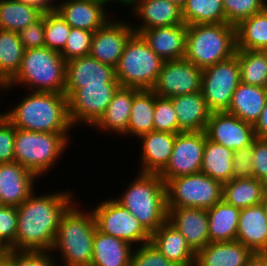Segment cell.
<instances>
[{"label": "cell", "mask_w": 267, "mask_h": 266, "mask_svg": "<svg viewBox=\"0 0 267 266\" xmlns=\"http://www.w3.org/2000/svg\"><path fill=\"white\" fill-rule=\"evenodd\" d=\"M139 89L120 86L115 92L113 99L106 108L104 114L91 127L97 133L103 132L108 136L114 135L127 139L128 122L131 114L133 97ZM109 133V134H108ZM118 135V136H117Z\"/></svg>", "instance_id": "603a6c76"}, {"label": "cell", "mask_w": 267, "mask_h": 266, "mask_svg": "<svg viewBox=\"0 0 267 266\" xmlns=\"http://www.w3.org/2000/svg\"><path fill=\"white\" fill-rule=\"evenodd\" d=\"M155 93L140 90L134 97L128 122L127 139H138L154 130Z\"/></svg>", "instance_id": "d6a6232c"}, {"label": "cell", "mask_w": 267, "mask_h": 266, "mask_svg": "<svg viewBox=\"0 0 267 266\" xmlns=\"http://www.w3.org/2000/svg\"><path fill=\"white\" fill-rule=\"evenodd\" d=\"M105 1L106 3H108L110 6H112V4L114 6H123L122 8H128L129 6V1L128 0H102ZM119 4V5H118Z\"/></svg>", "instance_id": "11a10c76"}, {"label": "cell", "mask_w": 267, "mask_h": 266, "mask_svg": "<svg viewBox=\"0 0 267 266\" xmlns=\"http://www.w3.org/2000/svg\"><path fill=\"white\" fill-rule=\"evenodd\" d=\"M26 5L39 8L43 13L49 10H55L58 0H14Z\"/></svg>", "instance_id": "816d5d0a"}, {"label": "cell", "mask_w": 267, "mask_h": 266, "mask_svg": "<svg viewBox=\"0 0 267 266\" xmlns=\"http://www.w3.org/2000/svg\"><path fill=\"white\" fill-rule=\"evenodd\" d=\"M114 14L115 18L110 19L104 26L93 33L89 55L101 63L115 68L127 41L135 31L128 17L122 18L121 15L119 17L116 13Z\"/></svg>", "instance_id": "9a60e30c"}, {"label": "cell", "mask_w": 267, "mask_h": 266, "mask_svg": "<svg viewBox=\"0 0 267 266\" xmlns=\"http://www.w3.org/2000/svg\"><path fill=\"white\" fill-rule=\"evenodd\" d=\"M17 207H0V242L8 249L14 250L17 232Z\"/></svg>", "instance_id": "bcb514c9"}, {"label": "cell", "mask_w": 267, "mask_h": 266, "mask_svg": "<svg viewBox=\"0 0 267 266\" xmlns=\"http://www.w3.org/2000/svg\"><path fill=\"white\" fill-rule=\"evenodd\" d=\"M236 240L252 253L267 252V214L262 203L241 209Z\"/></svg>", "instance_id": "d4e9b609"}, {"label": "cell", "mask_w": 267, "mask_h": 266, "mask_svg": "<svg viewBox=\"0 0 267 266\" xmlns=\"http://www.w3.org/2000/svg\"><path fill=\"white\" fill-rule=\"evenodd\" d=\"M236 26L228 23L187 25L185 55L200 69L227 60L236 54Z\"/></svg>", "instance_id": "52a82bcc"}, {"label": "cell", "mask_w": 267, "mask_h": 266, "mask_svg": "<svg viewBox=\"0 0 267 266\" xmlns=\"http://www.w3.org/2000/svg\"><path fill=\"white\" fill-rule=\"evenodd\" d=\"M176 134L151 131L140 136L136 143L140 142L139 163L140 173L160 174L167 166L173 152Z\"/></svg>", "instance_id": "44dd1931"}, {"label": "cell", "mask_w": 267, "mask_h": 266, "mask_svg": "<svg viewBox=\"0 0 267 266\" xmlns=\"http://www.w3.org/2000/svg\"><path fill=\"white\" fill-rule=\"evenodd\" d=\"M71 26L56 10L45 12V47L61 53L70 34Z\"/></svg>", "instance_id": "ab89813d"}, {"label": "cell", "mask_w": 267, "mask_h": 266, "mask_svg": "<svg viewBox=\"0 0 267 266\" xmlns=\"http://www.w3.org/2000/svg\"><path fill=\"white\" fill-rule=\"evenodd\" d=\"M265 8L267 9V0L265 1Z\"/></svg>", "instance_id": "94428289"}, {"label": "cell", "mask_w": 267, "mask_h": 266, "mask_svg": "<svg viewBox=\"0 0 267 266\" xmlns=\"http://www.w3.org/2000/svg\"><path fill=\"white\" fill-rule=\"evenodd\" d=\"M130 266H176L149 243L134 248Z\"/></svg>", "instance_id": "f6af8a7d"}, {"label": "cell", "mask_w": 267, "mask_h": 266, "mask_svg": "<svg viewBox=\"0 0 267 266\" xmlns=\"http://www.w3.org/2000/svg\"><path fill=\"white\" fill-rule=\"evenodd\" d=\"M150 243L176 266H195L196 253L168 221L151 234Z\"/></svg>", "instance_id": "484cf974"}, {"label": "cell", "mask_w": 267, "mask_h": 266, "mask_svg": "<svg viewBox=\"0 0 267 266\" xmlns=\"http://www.w3.org/2000/svg\"><path fill=\"white\" fill-rule=\"evenodd\" d=\"M66 63L59 52L47 47L25 50L19 71L7 85L0 87V94L17 88L65 94Z\"/></svg>", "instance_id": "277c9868"}, {"label": "cell", "mask_w": 267, "mask_h": 266, "mask_svg": "<svg viewBox=\"0 0 267 266\" xmlns=\"http://www.w3.org/2000/svg\"><path fill=\"white\" fill-rule=\"evenodd\" d=\"M126 9L122 11L125 13L130 11L127 13L131 14L128 19L132 20V16L136 19L135 23L134 21L130 23L137 34L144 29L185 24L182 8L169 0H132Z\"/></svg>", "instance_id": "2e32d148"}, {"label": "cell", "mask_w": 267, "mask_h": 266, "mask_svg": "<svg viewBox=\"0 0 267 266\" xmlns=\"http://www.w3.org/2000/svg\"><path fill=\"white\" fill-rule=\"evenodd\" d=\"M246 266H267V252L252 253Z\"/></svg>", "instance_id": "db71d44e"}, {"label": "cell", "mask_w": 267, "mask_h": 266, "mask_svg": "<svg viewBox=\"0 0 267 266\" xmlns=\"http://www.w3.org/2000/svg\"><path fill=\"white\" fill-rule=\"evenodd\" d=\"M114 199L152 234L167 221L166 185L159 174L136 172ZM122 193V194H121Z\"/></svg>", "instance_id": "5b68a950"}, {"label": "cell", "mask_w": 267, "mask_h": 266, "mask_svg": "<svg viewBox=\"0 0 267 266\" xmlns=\"http://www.w3.org/2000/svg\"><path fill=\"white\" fill-rule=\"evenodd\" d=\"M169 1L178 5L180 8H183L187 2V0H169Z\"/></svg>", "instance_id": "6f0895ef"}, {"label": "cell", "mask_w": 267, "mask_h": 266, "mask_svg": "<svg viewBox=\"0 0 267 266\" xmlns=\"http://www.w3.org/2000/svg\"><path fill=\"white\" fill-rule=\"evenodd\" d=\"M93 33L79 28H71L65 47L60 53L64 60L67 62L74 58L89 55Z\"/></svg>", "instance_id": "ee69618b"}, {"label": "cell", "mask_w": 267, "mask_h": 266, "mask_svg": "<svg viewBox=\"0 0 267 266\" xmlns=\"http://www.w3.org/2000/svg\"><path fill=\"white\" fill-rule=\"evenodd\" d=\"M205 134L207 139L233 151L252 145L256 139L252 124L227 112H212Z\"/></svg>", "instance_id": "e0dca14e"}, {"label": "cell", "mask_w": 267, "mask_h": 266, "mask_svg": "<svg viewBox=\"0 0 267 266\" xmlns=\"http://www.w3.org/2000/svg\"><path fill=\"white\" fill-rule=\"evenodd\" d=\"M74 201L62 214L51 249L60 266H90L96 222L91 210ZM83 208V209H82ZM59 257V258H58Z\"/></svg>", "instance_id": "3957f363"}, {"label": "cell", "mask_w": 267, "mask_h": 266, "mask_svg": "<svg viewBox=\"0 0 267 266\" xmlns=\"http://www.w3.org/2000/svg\"><path fill=\"white\" fill-rule=\"evenodd\" d=\"M241 209L223 199L207 210L210 242L236 240Z\"/></svg>", "instance_id": "4dcf8cb0"}, {"label": "cell", "mask_w": 267, "mask_h": 266, "mask_svg": "<svg viewBox=\"0 0 267 266\" xmlns=\"http://www.w3.org/2000/svg\"><path fill=\"white\" fill-rule=\"evenodd\" d=\"M16 128L0 113V163L15 161L14 139Z\"/></svg>", "instance_id": "7dc6e473"}, {"label": "cell", "mask_w": 267, "mask_h": 266, "mask_svg": "<svg viewBox=\"0 0 267 266\" xmlns=\"http://www.w3.org/2000/svg\"><path fill=\"white\" fill-rule=\"evenodd\" d=\"M55 10L72 28L95 32L112 19L111 14L118 9L102 0H58Z\"/></svg>", "instance_id": "ac0fdd59"}, {"label": "cell", "mask_w": 267, "mask_h": 266, "mask_svg": "<svg viewBox=\"0 0 267 266\" xmlns=\"http://www.w3.org/2000/svg\"><path fill=\"white\" fill-rule=\"evenodd\" d=\"M252 153L253 144L234 151L232 179L253 178Z\"/></svg>", "instance_id": "681fc988"}, {"label": "cell", "mask_w": 267, "mask_h": 266, "mask_svg": "<svg viewBox=\"0 0 267 266\" xmlns=\"http://www.w3.org/2000/svg\"><path fill=\"white\" fill-rule=\"evenodd\" d=\"M0 266H10V264H9L6 260H4V261L0 264Z\"/></svg>", "instance_id": "91938a15"}, {"label": "cell", "mask_w": 267, "mask_h": 266, "mask_svg": "<svg viewBox=\"0 0 267 266\" xmlns=\"http://www.w3.org/2000/svg\"><path fill=\"white\" fill-rule=\"evenodd\" d=\"M120 85H85L68 98V113L74 128L91 127L104 114Z\"/></svg>", "instance_id": "7c38bea8"}, {"label": "cell", "mask_w": 267, "mask_h": 266, "mask_svg": "<svg viewBox=\"0 0 267 266\" xmlns=\"http://www.w3.org/2000/svg\"><path fill=\"white\" fill-rule=\"evenodd\" d=\"M182 16L186 25L227 23L223 0H187Z\"/></svg>", "instance_id": "f35d334b"}, {"label": "cell", "mask_w": 267, "mask_h": 266, "mask_svg": "<svg viewBox=\"0 0 267 266\" xmlns=\"http://www.w3.org/2000/svg\"><path fill=\"white\" fill-rule=\"evenodd\" d=\"M202 69L186 58L164 61L151 89L157 96L172 98L201 91Z\"/></svg>", "instance_id": "5bb4252c"}, {"label": "cell", "mask_w": 267, "mask_h": 266, "mask_svg": "<svg viewBox=\"0 0 267 266\" xmlns=\"http://www.w3.org/2000/svg\"><path fill=\"white\" fill-rule=\"evenodd\" d=\"M241 82L267 87V51L236 50Z\"/></svg>", "instance_id": "74e56055"}, {"label": "cell", "mask_w": 267, "mask_h": 266, "mask_svg": "<svg viewBox=\"0 0 267 266\" xmlns=\"http://www.w3.org/2000/svg\"><path fill=\"white\" fill-rule=\"evenodd\" d=\"M70 190L38 193L36 189L17 207L15 251H51L62 214L78 200Z\"/></svg>", "instance_id": "6da1fadb"}, {"label": "cell", "mask_w": 267, "mask_h": 266, "mask_svg": "<svg viewBox=\"0 0 267 266\" xmlns=\"http://www.w3.org/2000/svg\"><path fill=\"white\" fill-rule=\"evenodd\" d=\"M167 208L208 210L222 200L223 184L202 172L167 180Z\"/></svg>", "instance_id": "9c48e42d"}, {"label": "cell", "mask_w": 267, "mask_h": 266, "mask_svg": "<svg viewBox=\"0 0 267 266\" xmlns=\"http://www.w3.org/2000/svg\"><path fill=\"white\" fill-rule=\"evenodd\" d=\"M237 49L267 51V9L242 20L236 26Z\"/></svg>", "instance_id": "e575fe53"}, {"label": "cell", "mask_w": 267, "mask_h": 266, "mask_svg": "<svg viewBox=\"0 0 267 266\" xmlns=\"http://www.w3.org/2000/svg\"><path fill=\"white\" fill-rule=\"evenodd\" d=\"M252 252L237 240L210 242L196 253L195 266H246Z\"/></svg>", "instance_id": "83f0119b"}, {"label": "cell", "mask_w": 267, "mask_h": 266, "mask_svg": "<svg viewBox=\"0 0 267 266\" xmlns=\"http://www.w3.org/2000/svg\"><path fill=\"white\" fill-rule=\"evenodd\" d=\"M5 260L10 266H60L51 251H15L8 249Z\"/></svg>", "instance_id": "b9f144b4"}, {"label": "cell", "mask_w": 267, "mask_h": 266, "mask_svg": "<svg viewBox=\"0 0 267 266\" xmlns=\"http://www.w3.org/2000/svg\"><path fill=\"white\" fill-rule=\"evenodd\" d=\"M163 62L144 38L134 33L127 41L115 67V76L122 87L151 90Z\"/></svg>", "instance_id": "ba28073f"}, {"label": "cell", "mask_w": 267, "mask_h": 266, "mask_svg": "<svg viewBox=\"0 0 267 266\" xmlns=\"http://www.w3.org/2000/svg\"><path fill=\"white\" fill-rule=\"evenodd\" d=\"M70 135L72 133L33 132L16 128L15 162L35 173L42 181L43 176L48 177L52 170H56L53 167L58 162L60 164L62 155L72 145L73 136Z\"/></svg>", "instance_id": "8992f818"}, {"label": "cell", "mask_w": 267, "mask_h": 266, "mask_svg": "<svg viewBox=\"0 0 267 266\" xmlns=\"http://www.w3.org/2000/svg\"><path fill=\"white\" fill-rule=\"evenodd\" d=\"M206 139L205 131L177 133L173 152L167 166L159 174L160 178L166 182L200 172Z\"/></svg>", "instance_id": "4fadbf2b"}, {"label": "cell", "mask_w": 267, "mask_h": 266, "mask_svg": "<svg viewBox=\"0 0 267 266\" xmlns=\"http://www.w3.org/2000/svg\"><path fill=\"white\" fill-rule=\"evenodd\" d=\"M139 34L163 61L184 58L186 24L144 29Z\"/></svg>", "instance_id": "cb8c5ba5"}, {"label": "cell", "mask_w": 267, "mask_h": 266, "mask_svg": "<svg viewBox=\"0 0 267 266\" xmlns=\"http://www.w3.org/2000/svg\"><path fill=\"white\" fill-rule=\"evenodd\" d=\"M167 209V221L186 238L195 253L210 243L207 210L194 207Z\"/></svg>", "instance_id": "7402d4cb"}, {"label": "cell", "mask_w": 267, "mask_h": 266, "mask_svg": "<svg viewBox=\"0 0 267 266\" xmlns=\"http://www.w3.org/2000/svg\"><path fill=\"white\" fill-rule=\"evenodd\" d=\"M23 93L18 103L0 111L15 128L33 132L72 133L74 127L69 118L65 94L27 90L26 94L25 91Z\"/></svg>", "instance_id": "7a4b0ae2"}, {"label": "cell", "mask_w": 267, "mask_h": 266, "mask_svg": "<svg viewBox=\"0 0 267 266\" xmlns=\"http://www.w3.org/2000/svg\"><path fill=\"white\" fill-rule=\"evenodd\" d=\"M92 206L96 229L101 233L120 238L135 248L150 242L151 234L114 198L107 197Z\"/></svg>", "instance_id": "30bf717a"}, {"label": "cell", "mask_w": 267, "mask_h": 266, "mask_svg": "<svg viewBox=\"0 0 267 266\" xmlns=\"http://www.w3.org/2000/svg\"><path fill=\"white\" fill-rule=\"evenodd\" d=\"M241 82L237 55L202 70L201 93L211 112H227Z\"/></svg>", "instance_id": "8fae6325"}, {"label": "cell", "mask_w": 267, "mask_h": 266, "mask_svg": "<svg viewBox=\"0 0 267 266\" xmlns=\"http://www.w3.org/2000/svg\"><path fill=\"white\" fill-rule=\"evenodd\" d=\"M256 138H267V101L259 119L253 125Z\"/></svg>", "instance_id": "f5cc1de1"}, {"label": "cell", "mask_w": 267, "mask_h": 266, "mask_svg": "<svg viewBox=\"0 0 267 266\" xmlns=\"http://www.w3.org/2000/svg\"><path fill=\"white\" fill-rule=\"evenodd\" d=\"M234 151L206 139L200 172L222 184L232 180Z\"/></svg>", "instance_id": "836d02e7"}, {"label": "cell", "mask_w": 267, "mask_h": 266, "mask_svg": "<svg viewBox=\"0 0 267 266\" xmlns=\"http://www.w3.org/2000/svg\"><path fill=\"white\" fill-rule=\"evenodd\" d=\"M85 85H120L115 68L101 63L90 55L67 61L65 74V95Z\"/></svg>", "instance_id": "d6986e66"}, {"label": "cell", "mask_w": 267, "mask_h": 266, "mask_svg": "<svg viewBox=\"0 0 267 266\" xmlns=\"http://www.w3.org/2000/svg\"><path fill=\"white\" fill-rule=\"evenodd\" d=\"M266 187H267V185H266ZM262 205H263V207L265 209V212L267 214V188H266V191H265V194H264V198L262 200Z\"/></svg>", "instance_id": "680465c9"}, {"label": "cell", "mask_w": 267, "mask_h": 266, "mask_svg": "<svg viewBox=\"0 0 267 266\" xmlns=\"http://www.w3.org/2000/svg\"><path fill=\"white\" fill-rule=\"evenodd\" d=\"M170 99L178 118V133L205 131L212 112L201 91Z\"/></svg>", "instance_id": "4316f807"}, {"label": "cell", "mask_w": 267, "mask_h": 266, "mask_svg": "<svg viewBox=\"0 0 267 266\" xmlns=\"http://www.w3.org/2000/svg\"><path fill=\"white\" fill-rule=\"evenodd\" d=\"M154 130L178 133V118L170 98L155 94Z\"/></svg>", "instance_id": "7bdbcfd3"}, {"label": "cell", "mask_w": 267, "mask_h": 266, "mask_svg": "<svg viewBox=\"0 0 267 266\" xmlns=\"http://www.w3.org/2000/svg\"><path fill=\"white\" fill-rule=\"evenodd\" d=\"M45 12L34 23L18 32L25 50L45 47Z\"/></svg>", "instance_id": "c3c4849f"}, {"label": "cell", "mask_w": 267, "mask_h": 266, "mask_svg": "<svg viewBox=\"0 0 267 266\" xmlns=\"http://www.w3.org/2000/svg\"><path fill=\"white\" fill-rule=\"evenodd\" d=\"M253 178L267 185V138H256L253 142Z\"/></svg>", "instance_id": "f907efd6"}, {"label": "cell", "mask_w": 267, "mask_h": 266, "mask_svg": "<svg viewBox=\"0 0 267 266\" xmlns=\"http://www.w3.org/2000/svg\"><path fill=\"white\" fill-rule=\"evenodd\" d=\"M134 248L126 241L96 229L90 266H130Z\"/></svg>", "instance_id": "f1b7e54d"}, {"label": "cell", "mask_w": 267, "mask_h": 266, "mask_svg": "<svg viewBox=\"0 0 267 266\" xmlns=\"http://www.w3.org/2000/svg\"><path fill=\"white\" fill-rule=\"evenodd\" d=\"M266 188L256 178L232 179L223 184L222 199L234 207L247 208L262 203Z\"/></svg>", "instance_id": "1f68e13d"}, {"label": "cell", "mask_w": 267, "mask_h": 266, "mask_svg": "<svg viewBox=\"0 0 267 266\" xmlns=\"http://www.w3.org/2000/svg\"><path fill=\"white\" fill-rule=\"evenodd\" d=\"M8 248L0 242V264L5 260Z\"/></svg>", "instance_id": "9f6ffc18"}, {"label": "cell", "mask_w": 267, "mask_h": 266, "mask_svg": "<svg viewBox=\"0 0 267 266\" xmlns=\"http://www.w3.org/2000/svg\"><path fill=\"white\" fill-rule=\"evenodd\" d=\"M266 0H223L224 14L228 24L237 26L242 20L261 12Z\"/></svg>", "instance_id": "60d3db41"}, {"label": "cell", "mask_w": 267, "mask_h": 266, "mask_svg": "<svg viewBox=\"0 0 267 266\" xmlns=\"http://www.w3.org/2000/svg\"><path fill=\"white\" fill-rule=\"evenodd\" d=\"M43 12L14 0H0V30L19 32L34 23Z\"/></svg>", "instance_id": "8d00e7d4"}, {"label": "cell", "mask_w": 267, "mask_h": 266, "mask_svg": "<svg viewBox=\"0 0 267 266\" xmlns=\"http://www.w3.org/2000/svg\"><path fill=\"white\" fill-rule=\"evenodd\" d=\"M267 101V87L240 82L234 91L227 113L252 125L256 123Z\"/></svg>", "instance_id": "f546056e"}, {"label": "cell", "mask_w": 267, "mask_h": 266, "mask_svg": "<svg viewBox=\"0 0 267 266\" xmlns=\"http://www.w3.org/2000/svg\"><path fill=\"white\" fill-rule=\"evenodd\" d=\"M24 51L18 32L0 30V87L7 85L17 74Z\"/></svg>", "instance_id": "d590c367"}, {"label": "cell", "mask_w": 267, "mask_h": 266, "mask_svg": "<svg viewBox=\"0 0 267 266\" xmlns=\"http://www.w3.org/2000/svg\"><path fill=\"white\" fill-rule=\"evenodd\" d=\"M39 179L35 173L15 161L0 163L1 204L18 207L36 190Z\"/></svg>", "instance_id": "ffe728a7"}]
</instances>
